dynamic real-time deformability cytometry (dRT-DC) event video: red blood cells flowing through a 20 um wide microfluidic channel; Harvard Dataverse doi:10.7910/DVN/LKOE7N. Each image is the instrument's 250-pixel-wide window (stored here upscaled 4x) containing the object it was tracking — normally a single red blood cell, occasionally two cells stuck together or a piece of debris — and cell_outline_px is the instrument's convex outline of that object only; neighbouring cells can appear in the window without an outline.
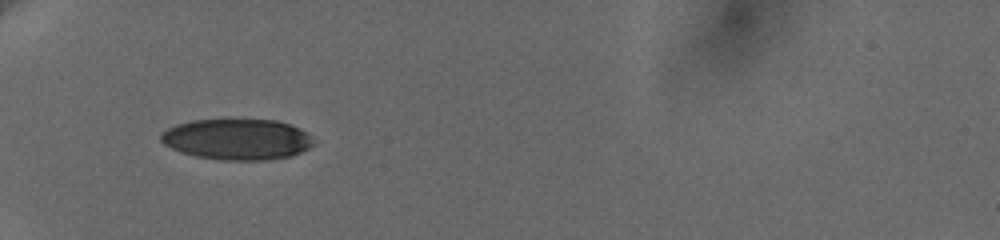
{"species": "human", "species_latin": "Homo sapiens", "temperature_condition": "cold", "stored_images_in_passage": 13, "camera_frame_rate_fps": 3000, "um_per_image_px": 0.085, "donor": {"sex": "female"}, "frame": {"image": 1, "passage_image": 1, "time_ms": 0.0, "image_size_px": [1000, 240], "cell_outline_px": [[312, 144], [308, 148], [292, 156], [268, 160], [220, 160], [196, 156], [180, 152], [164, 144], [160, 140], [160, 136], [168, 128], [176, 124], [192, 120], [276, 120], [300, 128], [308, 132], [312, 136]], "centroid_in_image_um": [20.16, 11.84], "position_along_channel_um": 64.8, "area_um2": 36.36}}
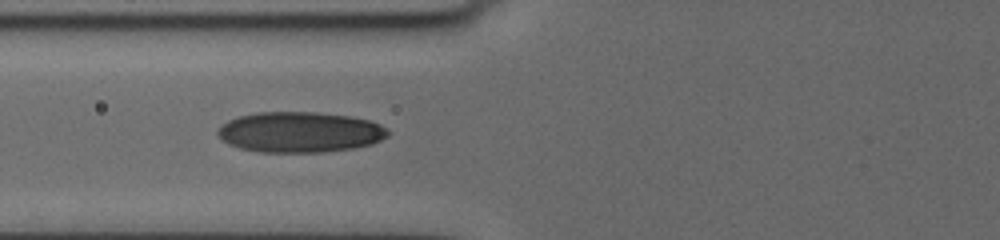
{"frame": {"image": 2, "passage_image": 8, "time_ms": 1.333, "image_size_px": [1000, 240], "cell_outline_px": [[392, 132], [388, 136], [372, 144], [352, 148], [324, 152], [260, 152], [240, 148], [228, 144], [216, 132], [228, 120], [240, 116], [256, 112], [316, 112], [352, 116], [368, 120], [380, 124]], "centroid_in_image_um": [25.53, 11.23], "position_along_channel_um": 100.3, "area_um2": 40.23}}
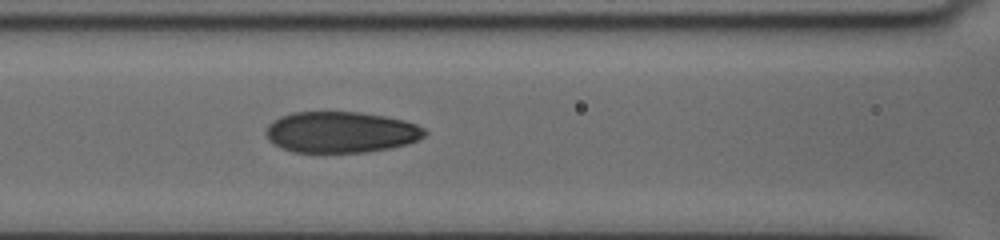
{"frame": {"image": 3, "passage_image": 11, "time_ms": 2.333, "image_size_px": [1000, 240], "cell_outline_px": [[428, 132], [424, 136], [408, 144], [388, 148], [364, 152], [292, 152], [280, 148], [268, 140], [268, 124], [280, 116], [292, 112], [360, 112], [384, 116], [404, 120], [416, 124], [424, 128]], "centroid_in_image_um": [28.98, 11.23], "position_along_channel_um": 137.6, "area_um2": 37.97}}